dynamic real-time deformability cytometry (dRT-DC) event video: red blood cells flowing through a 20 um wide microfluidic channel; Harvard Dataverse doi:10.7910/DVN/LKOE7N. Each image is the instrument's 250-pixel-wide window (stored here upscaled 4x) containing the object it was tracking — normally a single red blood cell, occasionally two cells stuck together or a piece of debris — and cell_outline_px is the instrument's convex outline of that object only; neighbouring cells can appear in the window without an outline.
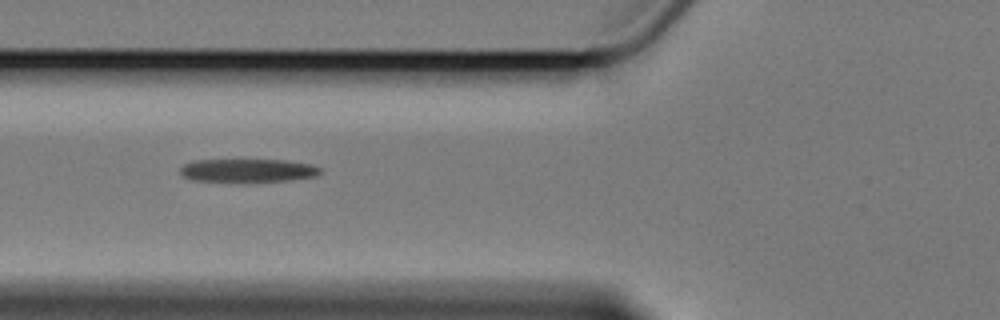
{"species": "Egyptian fruit bat (a non-hibernating species)", "species_latin": "Rousettus aegyptiacus", "temperature_condition": "cold", "stored_images_in_passage": 5, "camera_frame_rate_fps": 3000, "um_per_image_px": 0.085, "animal": {"sex": "female"}, "frame": {"image": 1, "passage_image": 4, "time_ms": 3.667, "image_size_px": [1000, 320], "cell_outline_px": [[320, 172], [316, 176], [292, 180], [244, 184], [192, 180], [184, 176], [180, 172], [180, 168], [184, 164], [192, 160], [284, 160], [312, 164], [320, 168]], "centroid_in_image_um": [21.04, 14.53], "position_along_channel_um": 104.8, "area_um2": 19.83}}
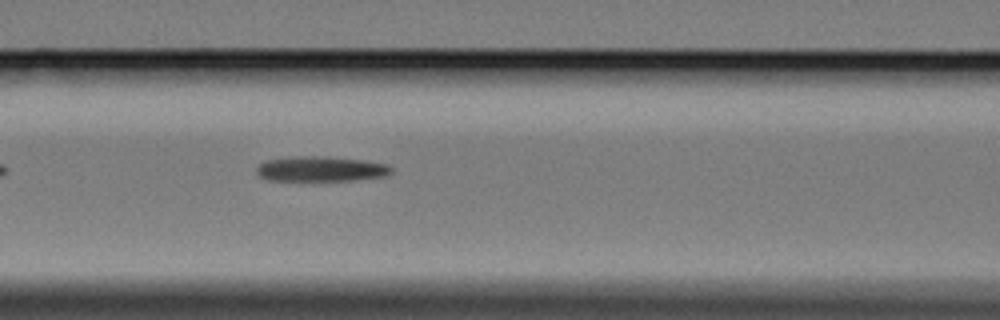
{"frame": {"image": 2, "passage_image": 5, "time_ms": 4.667, "image_size_px": [1000, 320], "cell_outline_px": [[392, 172], [384, 176], [356, 180], [268, 180], [260, 176], [256, 172], [256, 168], [260, 164], [268, 160], [296, 156], [328, 156], [364, 160], [388, 164], [392, 168]], "centroid_in_image_um": [27.3, 14.35], "position_along_channel_um": 139.3, "area_um2": 19.65}}